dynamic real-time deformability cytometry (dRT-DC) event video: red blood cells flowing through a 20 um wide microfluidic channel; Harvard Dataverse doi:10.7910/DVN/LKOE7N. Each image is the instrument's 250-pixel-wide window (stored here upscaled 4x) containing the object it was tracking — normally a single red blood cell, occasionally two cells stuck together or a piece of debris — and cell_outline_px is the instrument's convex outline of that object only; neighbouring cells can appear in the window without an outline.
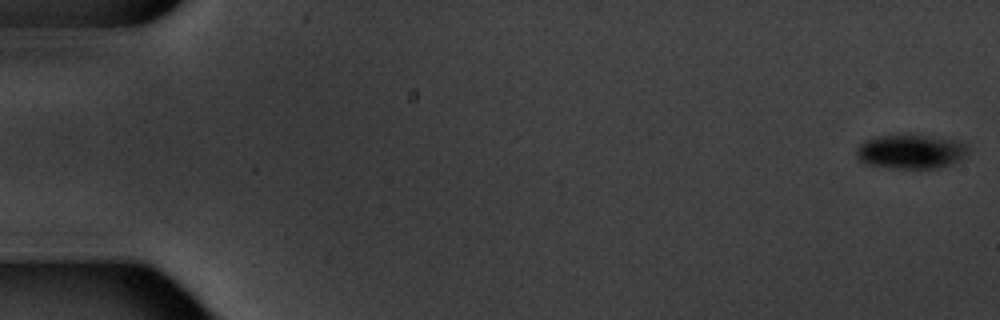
{"species": "common noctule bat (a hibernating species)", "species_latin": "Nyctalus noctula", "temperature_condition": "warm", "stored_images_in_passage": 6, "segment_of_instrument_passage": [1, 2], "camera_frame_rate_fps": 3000, "um_per_image_px": 0.085, "animal": {"sex": "male", "body_mass_g": 20.1, "forearm_length_mm": 53.5}, "frame": {"image": 1, "passage_image": 1, "time_ms": 0.0, "image_size_px": [1000, 320], "cell_outline_px": [[968, 156], [952, 164], [940, 168], [888, 168], [868, 164], [856, 152], [856, 148], [864, 140], [876, 136], [932, 136], [956, 140], [964, 144], [968, 148]], "centroid_in_image_um": [77.48, 12.9], "position_along_channel_um": 7.5, "area_um2": 22.02}}
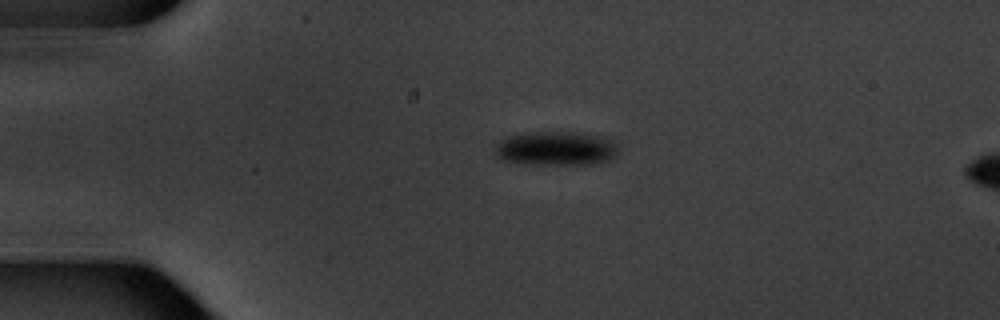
{"frame": {"image": 2, "passage_image": 4, "time_ms": 4.333, "image_size_px": [1000, 320], "cell_outline_px": [[620, 152], [616, 156], [608, 160], [592, 164], [528, 164], [500, 160], [492, 152], [496, 144], [500, 140], [508, 136], [528, 132], [584, 132], [608, 136], [616, 140], [620, 148]], "centroid_in_image_um": [47.32, 12.6], "position_along_channel_um": 37.7, "area_um2": 25.43}}